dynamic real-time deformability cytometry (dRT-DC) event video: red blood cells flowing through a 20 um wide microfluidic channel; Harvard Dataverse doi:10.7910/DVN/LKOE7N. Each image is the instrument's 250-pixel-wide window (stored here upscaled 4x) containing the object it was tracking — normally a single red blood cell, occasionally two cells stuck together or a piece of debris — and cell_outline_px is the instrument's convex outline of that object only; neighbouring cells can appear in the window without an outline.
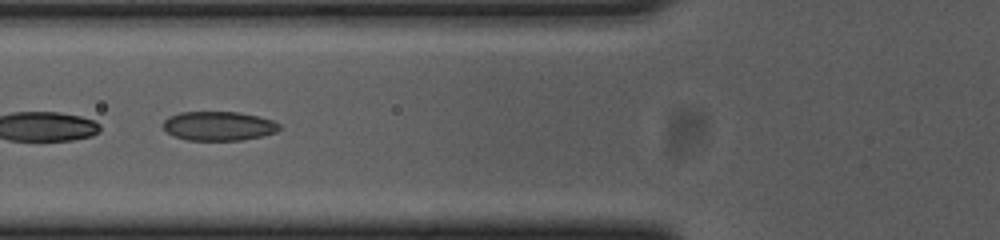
{"species": "common noctule bat (a hibernating species)", "species_latin": "Nyctalus noctula", "temperature_condition": "cold", "stored_images_in_passage": 24, "camera_frame_rate_fps": 3000, "um_per_image_px": 0.085, "animal": {"sex": "female", "body_mass_g": 23.0, "forearm_length_mm": 53.4}, "frame": {"image": 1, "passage_image": 18, "time_ms": 5.667, "image_size_px": [1000, 240], "cell_outline_px": [[280, 128], [276, 132], [264, 136], [240, 140], [188, 140], [176, 136], [168, 132], [164, 128], [164, 120], [168, 116], [180, 112], [240, 112], [272, 120], [280, 124]], "centroid_in_image_um": [18.6, 10.7], "position_along_channel_um": 107.2, "area_um2": 19.65}}